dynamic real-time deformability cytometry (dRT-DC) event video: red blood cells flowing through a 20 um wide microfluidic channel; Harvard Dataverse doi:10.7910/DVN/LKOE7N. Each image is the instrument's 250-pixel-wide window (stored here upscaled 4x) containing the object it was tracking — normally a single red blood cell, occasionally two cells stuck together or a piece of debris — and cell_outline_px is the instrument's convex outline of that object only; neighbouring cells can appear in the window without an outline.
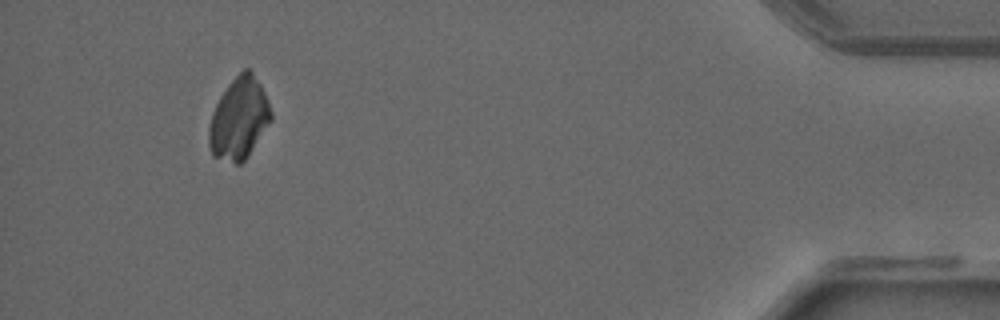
{"species": "common noctule bat (a hibernating species)", "species_latin": "Nyctalus noctula", "temperature_condition": "warm", "stored_images_in_passage": 48, "camera_frame_rate_fps": 3000, "um_per_image_px": 0.085, "animal": {"sex": "male", "forearm_length_mm": 52.5}, "frame": {"image": 1, "passage_image": 45, "time_ms": 14.667, "image_size_px": [1000, 320], "cell_outline_px": [[272, 120], [248, 156], [240, 164], [236, 164], [212, 156], [208, 144], [208, 128], [212, 112], [220, 96], [228, 84], [244, 68], [248, 68], [252, 72], [260, 84], [268, 100], [272, 112]], "centroid_in_image_um": [20.31, 10.1], "position_along_channel_um": 414.9, "area_um2": 29.65}}